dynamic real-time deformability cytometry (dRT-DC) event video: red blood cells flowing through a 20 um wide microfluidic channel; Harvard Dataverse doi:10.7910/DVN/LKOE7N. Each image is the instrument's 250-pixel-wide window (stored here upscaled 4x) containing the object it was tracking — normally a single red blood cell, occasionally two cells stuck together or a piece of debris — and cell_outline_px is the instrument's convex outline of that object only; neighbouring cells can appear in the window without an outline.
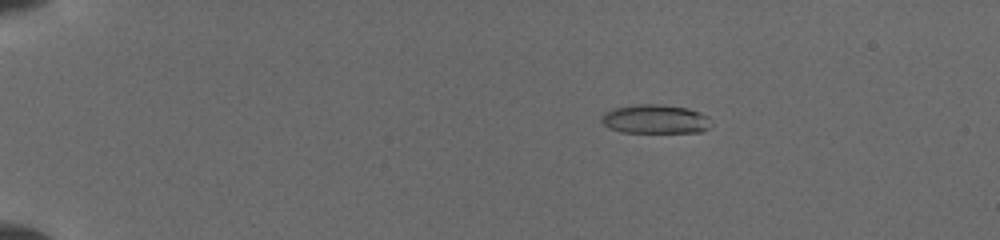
{"species": "common noctule bat (a hibernating species)", "species_latin": "Nyctalus noctula", "temperature_condition": "cold", "stored_images_in_passage": 23, "camera_frame_rate_fps": 3000, "um_per_image_px": 0.085, "animal": {"sex": "female", "body_mass_g": 19.5, "forearm_length_mm": 54.1}, "frame": {"image": 1, "passage_image": 7, "time_ms": 3.667, "image_size_px": [1000, 240], "cell_outline_px": [[708, 128], [700, 132], [620, 132], [608, 128], [600, 120], [600, 116], [604, 112], [616, 108], [640, 104], [656, 104], [688, 108], [700, 112], [704, 116]], "centroid_in_image_um": [55.59, 10.13], "position_along_channel_um": 29.4, "area_um2": 18.15}}
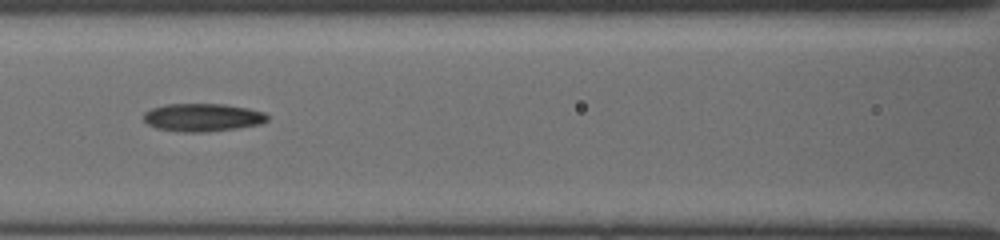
{"frame": {"image": 2, "passage_image": 17, "time_ms": 9.0, "image_size_px": [1000, 240], "cell_outline_px": [[268, 120], [260, 124], [236, 128], [208, 132], [180, 132], [156, 128], [148, 124], [144, 120], [144, 112], [152, 108], [164, 104], [224, 104], [248, 108], [264, 112], [268, 116]], "centroid_in_image_um": [17.21, 9.98], "position_along_channel_um": 149.4, "area_um2": 20.23}}
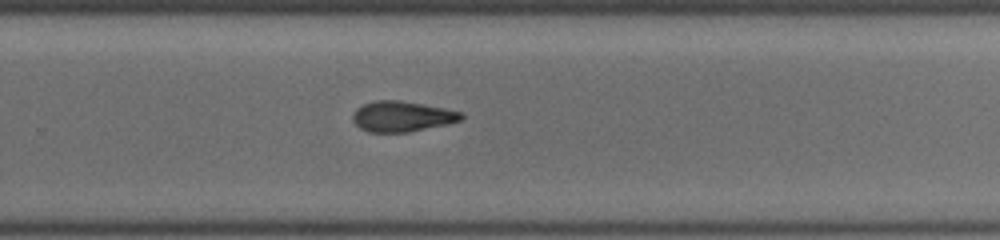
{"frame": {"image": 3, "passage_image": 23, "time_ms": 12.667, "image_size_px": [1000, 240], "cell_outline_px": [[464, 116], [460, 120], [448, 124], [408, 132], [368, 132], [360, 128], [352, 120], [352, 116], [356, 108], [364, 104], [376, 100], [400, 100], [444, 108], [464, 112]], "centroid_in_image_um": [34.17, 9.89], "position_along_channel_um": 295.6, "area_um2": 19.31}}